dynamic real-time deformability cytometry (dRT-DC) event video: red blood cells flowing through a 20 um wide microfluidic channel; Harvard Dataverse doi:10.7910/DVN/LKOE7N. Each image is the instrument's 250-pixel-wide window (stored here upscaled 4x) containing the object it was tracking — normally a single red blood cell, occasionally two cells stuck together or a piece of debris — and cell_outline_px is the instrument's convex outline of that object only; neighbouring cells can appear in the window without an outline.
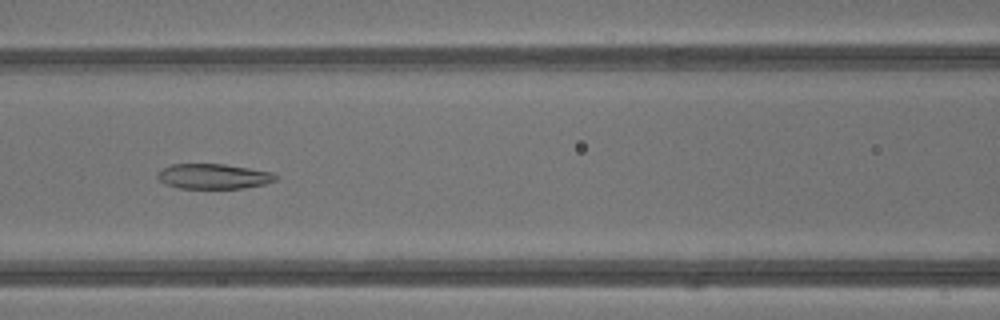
{"species": "common noctule bat (a hibernating species)", "species_latin": "Nyctalus noctula", "temperature_condition": "warm", "stored_images_in_passage": 32, "camera_frame_rate_fps": 3000, "um_per_image_px": 0.085, "animal": {"sex": "male", "body_mass_g": 13.3}, "frame": {"image": 1, "passage_image": 9, "time_ms": 2.667, "image_size_px": [1000, 320], "cell_outline_px": [[280, 176], [276, 180], [264, 184], [244, 188], [176, 188], [164, 184], [156, 176], [156, 172], [172, 164], [224, 164], [272, 172]], "centroid_in_image_um": [18.14, 14.99], "position_along_channel_um": 148.5, "area_um2": 17.34}}
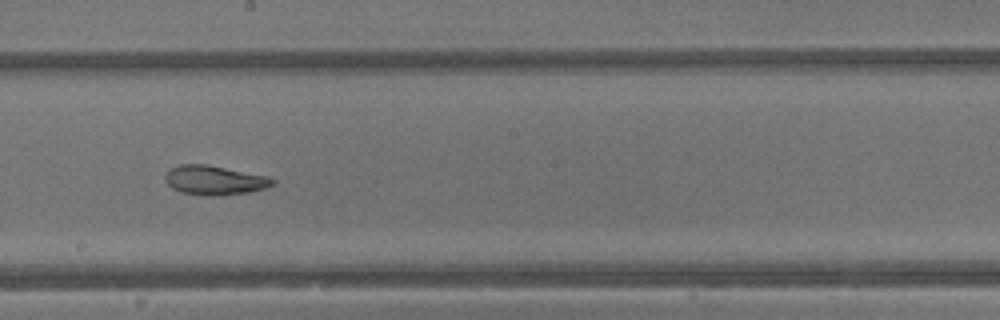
{"frame": {"image": 2, "passage_image": 14, "time_ms": 4.333, "image_size_px": [1000, 320], "cell_outline_px": [[276, 184], [264, 188], [248, 192], [216, 196], [212, 196], [180, 192], [172, 188], [164, 180], [164, 176], [168, 168], [180, 164], [204, 164], [268, 176], [276, 180]], "centroid_in_image_um": [18.2, 15.31], "position_along_channel_um": 230.0, "area_um2": 18.38}}
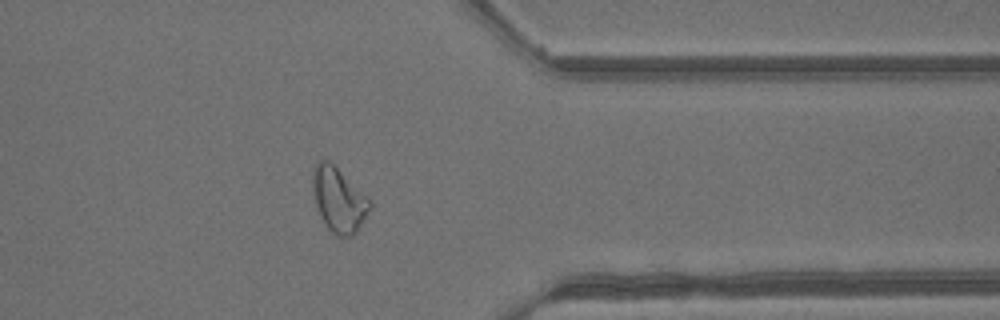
{"frame": {"image": 3, "passage_image": 24, "time_ms": 7.667, "image_size_px": [1000, 320], "cell_outline_px": [[372, 204], [356, 232], [352, 236], [336, 236], [324, 224], [320, 216], [312, 196], [312, 172], [316, 164], [320, 160], [328, 160], [368, 196], [372, 200]], "centroid_in_image_um": [28.77, 16.98], "position_along_channel_um": 382.6, "area_um2": 21.5}, "authors_computed_cell_mechanics": {"area_um2": 19.1607, "velocity_mm_per_s": 4.9079, "shape_relaxation_time_tau1_ms": null, "shape_relaxation_time_tau2_ms": 2.346, "deformation_change_tau1": null, "deformation_change_tau2": 0.093}}